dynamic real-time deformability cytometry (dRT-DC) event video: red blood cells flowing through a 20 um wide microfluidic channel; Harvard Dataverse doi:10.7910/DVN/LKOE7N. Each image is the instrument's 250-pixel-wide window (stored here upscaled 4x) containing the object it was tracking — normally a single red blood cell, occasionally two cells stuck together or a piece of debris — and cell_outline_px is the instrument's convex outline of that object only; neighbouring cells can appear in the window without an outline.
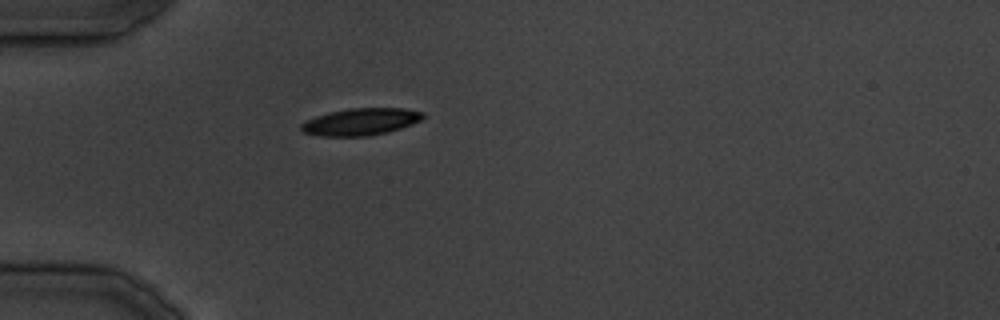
{"species": "common noctule bat (a hibernating species)", "species_latin": "Nyctalus noctula", "temperature_condition": "cold", "stored_images_in_passage": 27, "camera_frame_rate_fps": 3000, "um_per_image_px": 0.085, "animal": {"sex": "male", "body_mass_g": 19.5, "forearm_length_mm": 54.6}, "frame": {"image": 1, "passage_image": 1, "time_ms": 0.0, "image_size_px": [1000, 320], "cell_outline_px": [[424, 116], [420, 120], [412, 124], [400, 128], [368, 136], [320, 136], [304, 132], [300, 128], [300, 124], [316, 116], [348, 108], [404, 108], [424, 112]], "centroid_in_image_um": [30.66, 10.34], "position_along_channel_um": 54.3, "area_um2": 18.96}}
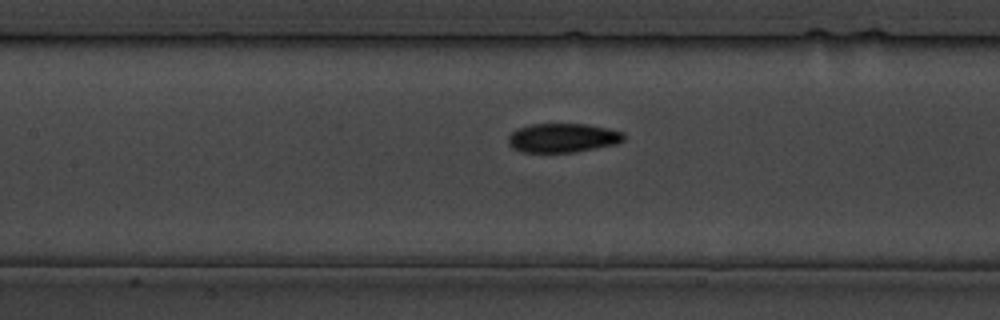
{"frame": {"image": 2, "passage_image": 8, "time_ms": 7.667, "image_size_px": [1000, 320], "cell_outline_px": [[624, 140], [616, 144], [576, 152], [520, 152], [512, 148], [508, 144], [508, 136], [516, 128], [528, 124], [584, 124], [608, 128], [624, 132]], "centroid_in_image_um": [47.8, 11.72], "position_along_channel_um": 159.6, "area_um2": 19.77}}
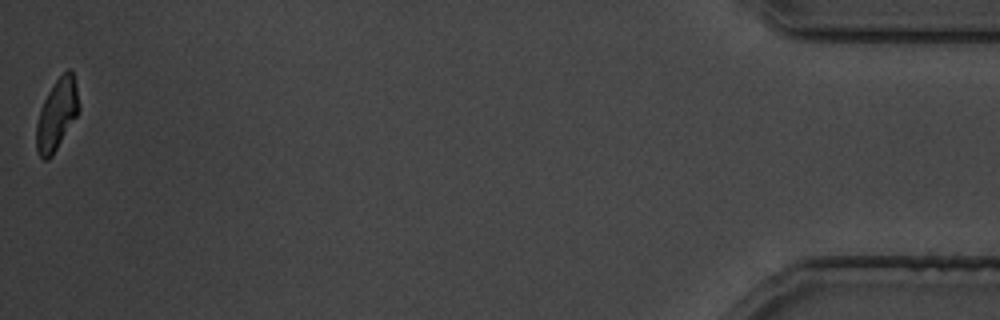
{"frame": {"image": 3, "passage_image": 27, "time_ms": 31.333, "image_size_px": [1000, 320], "cell_outline_px": [[80, 112], [52, 156], [48, 160], [44, 160], [36, 152], [36, 124], [40, 108], [48, 92], [56, 80], [68, 68], [72, 72], [80, 104]], "centroid_in_image_um": [4.83, 9.77], "position_along_channel_um": 430.4, "area_um2": 17.69}}